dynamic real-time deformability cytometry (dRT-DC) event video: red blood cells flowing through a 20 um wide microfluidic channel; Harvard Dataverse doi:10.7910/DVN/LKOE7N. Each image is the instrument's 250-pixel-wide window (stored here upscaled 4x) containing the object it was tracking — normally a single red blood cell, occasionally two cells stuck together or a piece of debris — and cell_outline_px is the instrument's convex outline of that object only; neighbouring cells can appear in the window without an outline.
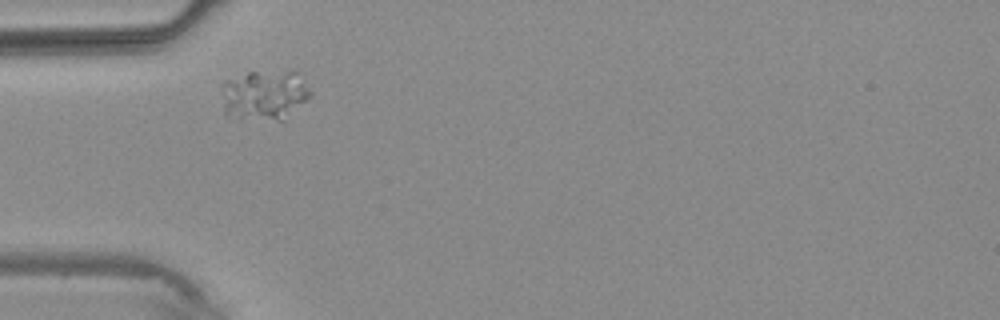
{"species": "common noctule bat (a hibernating species)", "species_latin": "Nyctalus noctula", "temperature_condition": "warm", "stored_images_in_passage": 2, "camera_frame_rate_fps": 3000, "um_per_image_px": 0.085, "animal": {"sex": "male", "body_mass_g": 20.4}, "frame": {"image": 1, "passage_image": 1, "time_ms": 0.0, "image_size_px": [1000, 320], "cell_outline_px": [[312, 96], [284, 120], [280, 120], [240, 116], [224, 112], [220, 88], [220, 84], [224, 80], [248, 72], [292, 68], [296, 68], [300, 72], [312, 92]], "centroid_in_image_um": [22.55, 7.97], "position_along_channel_um": 62.5, "area_um2": 26.59}}
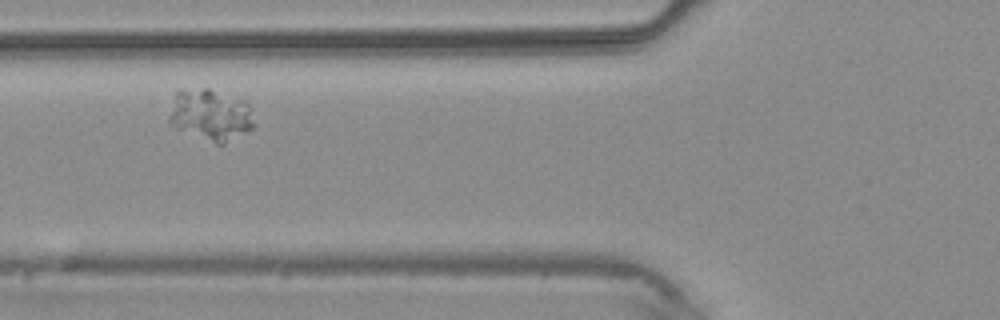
{"frame": {"image": 2, "passage_image": 2, "time_ms": 1.0, "image_size_px": [1000, 320], "cell_outline_px": [[256, 128], [224, 144], [216, 144], [176, 128], [168, 124], [168, 116], [176, 92], [180, 88], [208, 88], [244, 100], [248, 104], [256, 124]], "centroid_in_image_um": [17.91, 9.77], "position_along_channel_um": 107.9, "area_um2": 25.95}}